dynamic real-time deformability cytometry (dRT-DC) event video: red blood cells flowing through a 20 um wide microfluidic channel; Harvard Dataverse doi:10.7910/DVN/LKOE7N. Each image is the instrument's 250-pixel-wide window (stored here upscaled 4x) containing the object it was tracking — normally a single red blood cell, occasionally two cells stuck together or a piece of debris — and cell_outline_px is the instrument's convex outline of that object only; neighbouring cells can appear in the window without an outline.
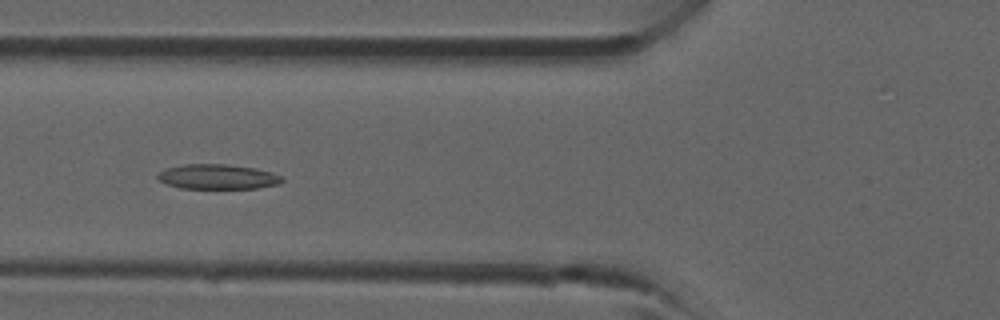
{"species": "common noctule bat (a hibernating species)", "species_latin": "Nyctalus noctula", "temperature_condition": "room temperature", "stored_images_in_passage": 41, "camera_frame_rate_fps": 3000, "um_per_image_px": 0.085, "animal": {"sex": "male", "forearm_length_mm": 52.5}, "frame": {"image": 1, "passage_image": 16, "time_ms": 5.0, "image_size_px": [1000, 320], "cell_outline_px": [[284, 180], [280, 184], [256, 188], [180, 188], [168, 184], [160, 180], [156, 176], [164, 168], [184, 164], [228, 164], [256, 168], [272, 172], [280, 176]], "centroid_in_image_um": [18.51, 15.01], "position_along_channel_um": 107.3, "area_um2": 18.03}}
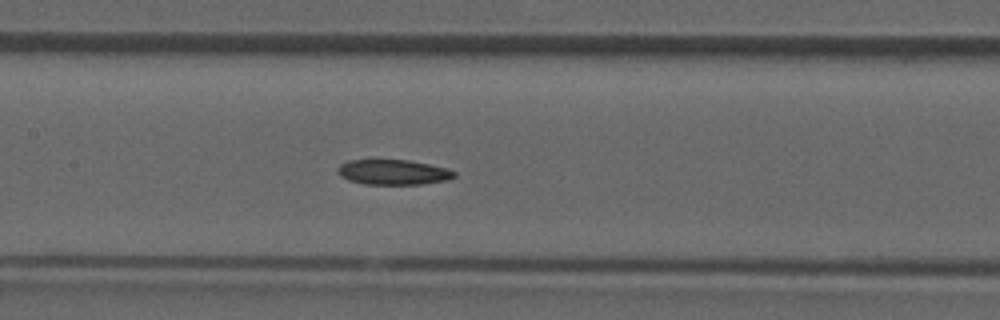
{"frame": {"image": 2, "passage_image": 20, "time_ms": 6.333, "image_size_px": [1000, 320], "cell_outline_px": [[456, 176], [448, 180], [420, 184], [364, 184], [348, 180], [340, 176], [336, 172], [336, 168], [340, 164], [348, 160], [408, 160], [428, 164], [444, 168], [456, 172]], "centroid_in_image_um": [33.37, 14.64], "position_along_channel_um": 174.0, "area_um2": 17.05}}
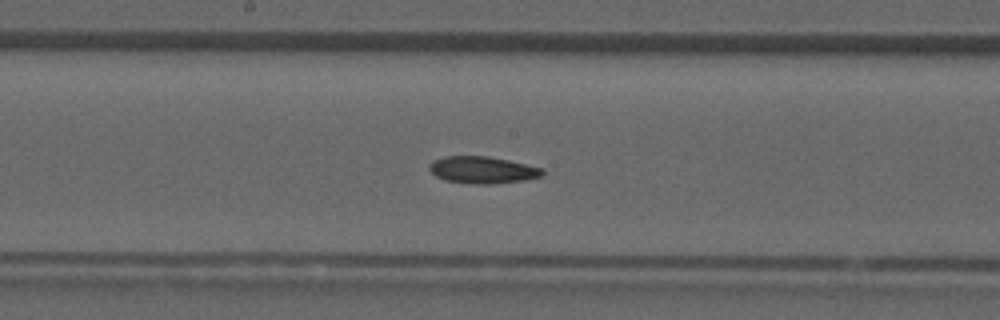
{"frame": {"image": 3, "passage_image": 22, "time_ms": 7.0, "image_size_px": [1000, 320], "cell_outline_px": [[544, 176], [524, 180], [488, 184], [472, 184], [444, 180], [436, 176], [428, 168], [428, 164], [432, 160], [448, 156], [488, 156], [508, 160], [544, 168]], "centroid_in_image_um": [41.02, 14.44], "position_along_channel_um": 207.2, "area_um2": 17.86}}